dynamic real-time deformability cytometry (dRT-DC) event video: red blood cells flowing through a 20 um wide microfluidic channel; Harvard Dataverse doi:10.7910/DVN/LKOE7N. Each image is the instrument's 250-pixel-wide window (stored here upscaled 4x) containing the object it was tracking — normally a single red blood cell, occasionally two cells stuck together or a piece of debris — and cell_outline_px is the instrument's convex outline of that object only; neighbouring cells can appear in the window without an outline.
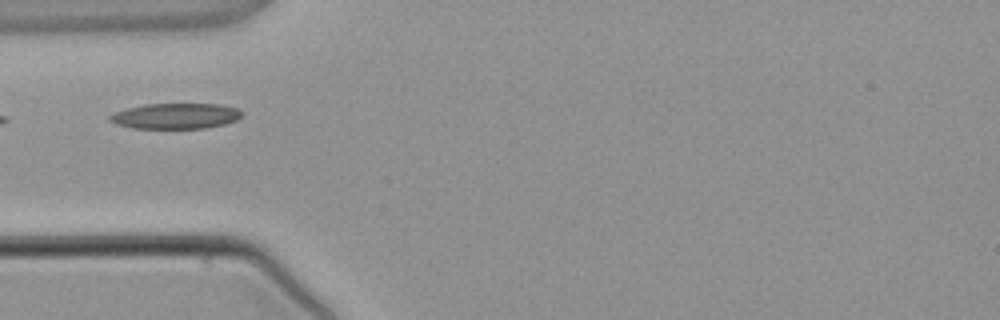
{"species": "common noctule bat (a hibernating species)", "species_latin": "Nyctalus noctula", "temperature_condition": "warm", "stored_images_in_passage": 2, "camera_frame_rate_fps": 3000, "um_per_image_px": 0.085, "animal": {"sex": "male", "body_mass_g": 21.5, "forearm_length_mm": 52.0}, "frame": {"image": 1, "passage_image": 1, "time_ms": 0.0, "image_size_px": [1000, 320], "cell_outline_px": [[240, 116], [236, 120], [224, 124], [208, 128], [132, 128], [116, 124], [108, 120], [108, 116], [116, 112], [128, 108], [144, 104], [220, 104], [236, 108], [240, 112]], "centroid_in_image_um": [14.89, 9.86], "position_along_channel_um": 70.1, "area_um2": 19.54}}
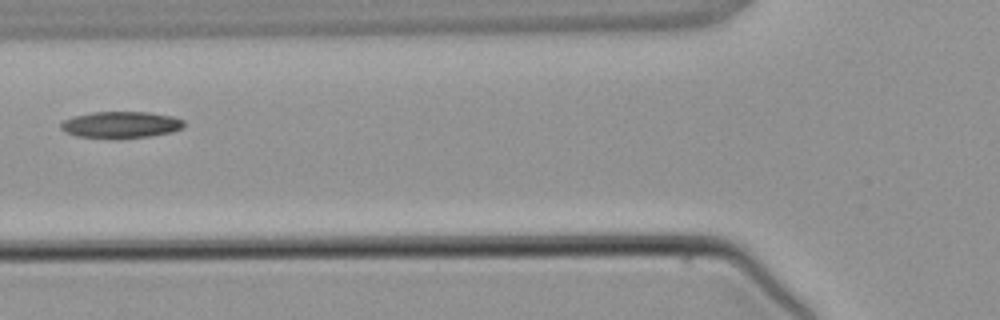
{"frame": {"image": 2, "passage_image": 2, "time_ms": 1.0, "image_size_px": [1000, 320], "cell_outline_px": [[184, 128], [172, 132], [152, 136], [76, 136], [64, 132], [60, 128], [60, 124], [64, 120], [72, 116], [92, 112], [148, 112], [172, 116], [184, 120]], "centroid_in_image_um": [10.29, 10.56], "position_along_channel_um": 115.5, "area_um2": 18.55}}